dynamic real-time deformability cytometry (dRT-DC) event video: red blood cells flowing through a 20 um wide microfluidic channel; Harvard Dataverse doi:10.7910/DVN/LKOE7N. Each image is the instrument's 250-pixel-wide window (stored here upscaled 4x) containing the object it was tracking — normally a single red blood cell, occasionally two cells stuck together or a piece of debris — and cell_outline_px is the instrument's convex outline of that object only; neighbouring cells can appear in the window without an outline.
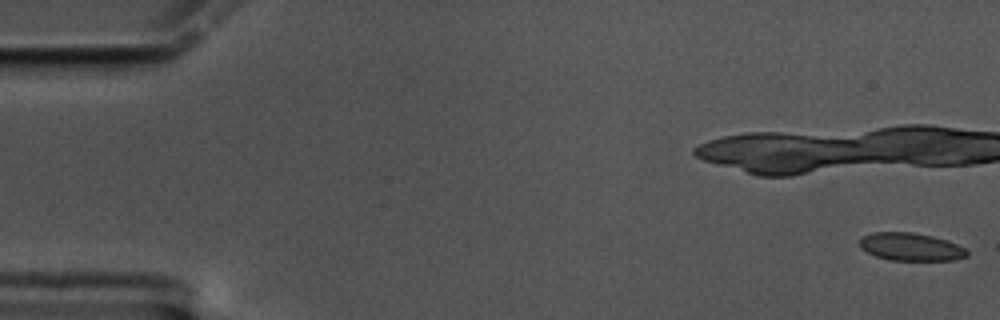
{"species": "common noctule bat (a hibernating species)", "species_latin": "Nyctalus noctula", "temperature_condition": "cold", "stored_images_in_passage": 23, "camera_frame_rate_fps": 3000, "um_per_image_px": 0.085, "animal": {"sex": "male", "body_mass_g": 17.5, "forearm_length_mm": 52.3}, "frame": {"image": 1, "passage_image": 1, "time_ms": 0.0, "image_size_px": [1000, 320], "cell_outline_px": [[968, 256], [956, 260], [892, 260], [876, 256], [860, 248], [860, 240], [864, 236], [872, 232], [912, 232], [932, 236], [956, 244], [964, 248], [968, 252]], "centroid_in_image_um": [77.42, 20.98], "position_along_channel_um": 7.6, "area_um2": 17.22}}